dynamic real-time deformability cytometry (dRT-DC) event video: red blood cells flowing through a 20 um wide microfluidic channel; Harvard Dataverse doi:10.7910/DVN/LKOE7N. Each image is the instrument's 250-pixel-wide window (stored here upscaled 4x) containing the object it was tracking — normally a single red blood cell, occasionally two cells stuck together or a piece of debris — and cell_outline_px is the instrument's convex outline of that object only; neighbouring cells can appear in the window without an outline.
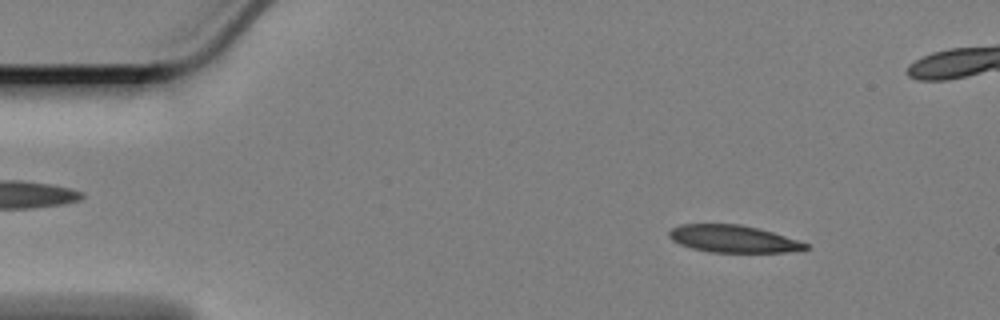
{"species": "Egyptian fruit bat (a non-hibernating species)", "species_latin": "Rousettus aegyptiacus", "temperature_condition": "cold", "stored_images_in_passage": 59, "camera_frame_rate_fps": 3000, "um_per_image_px": 0.085, "animal": {"sex": "female"}, "frame": {"image": 1, "passage_image": 7, "time_ms": 2.0, "image_size_px": [1000, 320], "cell_outline_px": [[812, 248], [784, 252], [712, 252], [692, 248], [680, 244], [672, 240], [668, 236], [668, 232], [672, 228], [680, 224], [740, 224], [760, 228], [808, 244]], "centroid_in_image_um": [62.3, 20.29], "position_along_channel_um": 22.7, "area_um2": 21.56}}
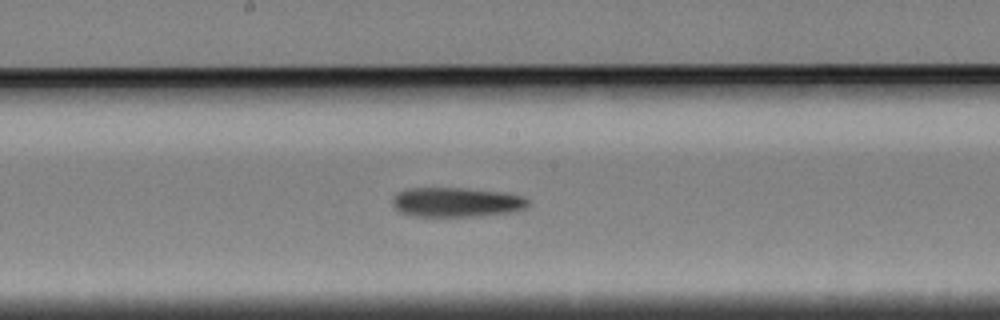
{"frame": {"image": 2, "passage_image": 30, "time_ms": 9.667, "image_size_px": [1000, 320], "cell_outline_px": [[532, 204], [528, 208], [508, 212], [480, 216], [412, 216], [400, 212], [392, 204], [392, 200], [396, 192], [408, 188], [468, 188], [504, 192], [524, 196], [532, 200]], "centroid_in_image_um": [38.85, 17.18], "position_along_channel_um": 209.3, "area_um2": 23.76}}
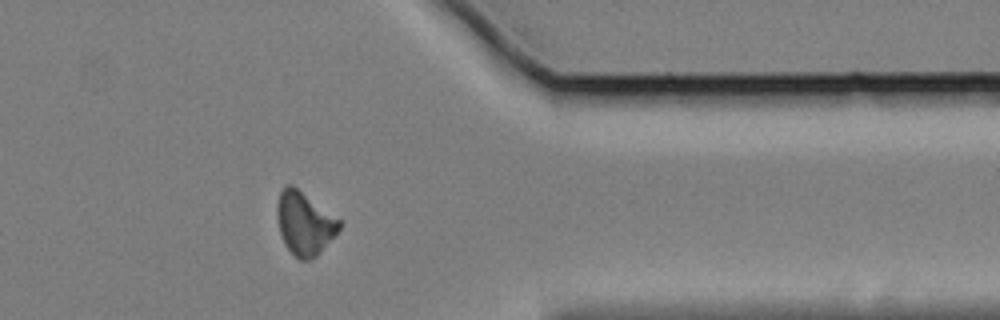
{"frame": {"image": 3, "passage_image": 47, "time_ms": 15.333, "image_size_px": [1000, 320], "cell_outline_px": [[344, 224], [316, 256], [308, 260], [300, 260], [284, 244], [280, 232], [276, 216], [276, 208], [280, 192], [284, 184], [292, 184], [340, 220]], "centroid_in_image_um": [25.86, 18.96], "position_along_channel_um": 385.5, "area_um2": 22.66}}